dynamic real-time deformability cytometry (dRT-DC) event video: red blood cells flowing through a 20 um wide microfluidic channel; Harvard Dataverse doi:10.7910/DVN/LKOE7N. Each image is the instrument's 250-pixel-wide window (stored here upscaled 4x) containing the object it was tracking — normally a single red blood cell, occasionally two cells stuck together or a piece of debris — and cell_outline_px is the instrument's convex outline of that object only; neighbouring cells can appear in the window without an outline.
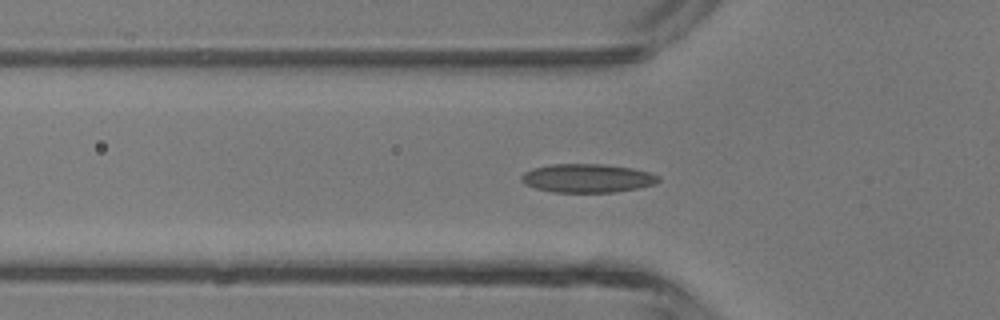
{"species": "common noctule bat (a hibernating species)", "species_latin": "Nyctalus noctula", "temperature_condition": "room temperature", "stored_images_in_passage": 40, "camera_frame_rate_fps": 3000, "um_per_image_px": 0.085, "animal": {"sex": "male", "body_mass_g": 13.3}, "frame": {"image": 1, "passage_image": 15, "time_ms": 4.667, "image_size_px": [1000, 320], "cell_outline_px": [[660, 180], [656, 184], [640, 188], [616, 192], [552, 192], [536, 188], [524, 184], [520, 180], [520, 176], [524, 172], [536, 168], [552, 164], [600, 164], [632, 168], [648, 172], [660, 176]], "centroid_in_image_um": [49.94, 15.15], "position_along_channel_um": 75.9, "area_um2": 22.89}}
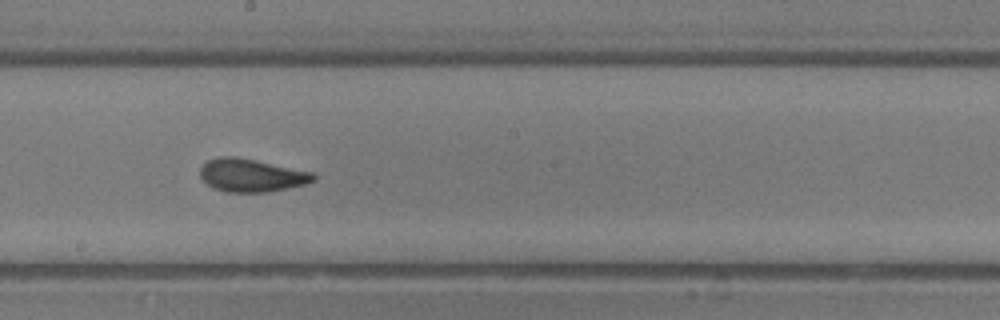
{"frame": {"image": 2, "passage_image": 25, "time_ms": 8.0, "image_size_px": [1000, 320], "cell_outline_px": [[316, 180], [304, 184], [268, 192], [228, 192], [212, 188], [200, 176], [200, 168], [208, 160], [220, 156], [236, 156], [316, 172]], "centroid_in_image_um": [21.4, 14.89], "position_along_channel_um": 226.8, "area_um2": 21.91}}
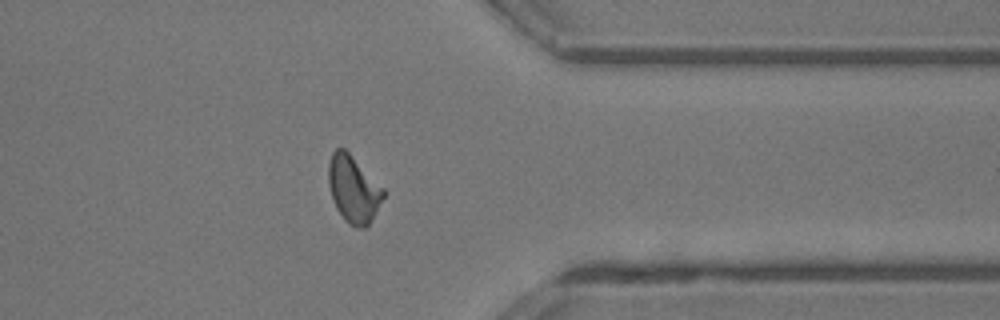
{"frame": {"image": 3, "passage_image": 36, "time_ms": 11.667, "image_size_px": [1000, 320], "cell_outline_px": [[384, 196], [368, 224], [364, 228], [356, 228], [348, 224], [344, 220], [336, 208], [328, 184], [328, 164], [332, 152], [336, 148], [344, 148], [384, 188]], "centroid_in_image_um": [30.01, 16.07], "position_along_channel_um": 381.4, "area_um2": 21.15}}